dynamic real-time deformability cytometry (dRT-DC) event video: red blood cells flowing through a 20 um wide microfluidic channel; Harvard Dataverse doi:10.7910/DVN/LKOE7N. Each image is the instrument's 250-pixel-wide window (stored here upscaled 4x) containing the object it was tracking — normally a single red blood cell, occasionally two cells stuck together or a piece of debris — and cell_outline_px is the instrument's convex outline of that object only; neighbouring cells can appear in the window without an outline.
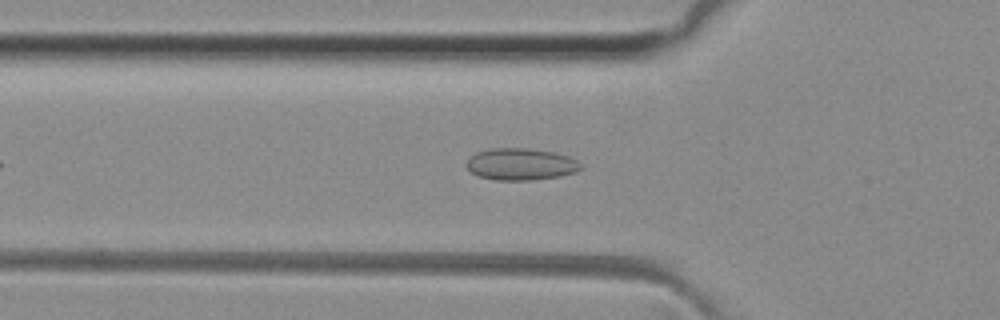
{"species": "common noctule bat (a hibernating species)", "species_latin": "Nyctalus noctula", "temperature_condition": "room temperature", "stored_images_in_passage": 38, "camera_frame_rate_fps": 3000, "um_per_image_px": 0.085, "animal": {"sex": "female", "body_mass_g": 29.2, "forearm_length_mm": 56.3}, "frame": {"image": 1, "passage_image": 9, "time_ms": 2.667, "image_size_px": [1000, 320], "cell_outline_px": [[584, 168], [576, 172], [560, 176], [532, 180], [496, 180], [480, 176], [472, 172], [464, 164], [468, 156], [476, 152], [488, 148], [528, 148], [552, 152], [568, 156], [576, 160]], "centroid_in_image_um": [44.24, 13.95], "position_along_channel_um": 81.6, "area_um2": 21.39}}
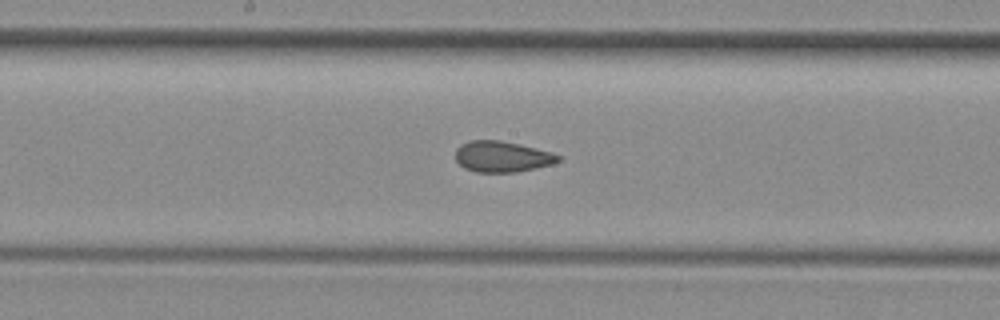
{"frame": {"image": 2, "passage_image": 18, "time_ms": 5.667, "image_size_px": [1000, 320], "cell_outline_px": [[560, 160], [552, 164], [516, 172], [476, 172], [464, 168], [456, 160], [456, 148], [460, 144], [472, 140], [500, 140], [520, 144], [552, 152], [560, 156]], "centroid_in_image_um": [42.66, 13.3], "position_along_channel_um": 205.5, "area_um2": 18.5}}
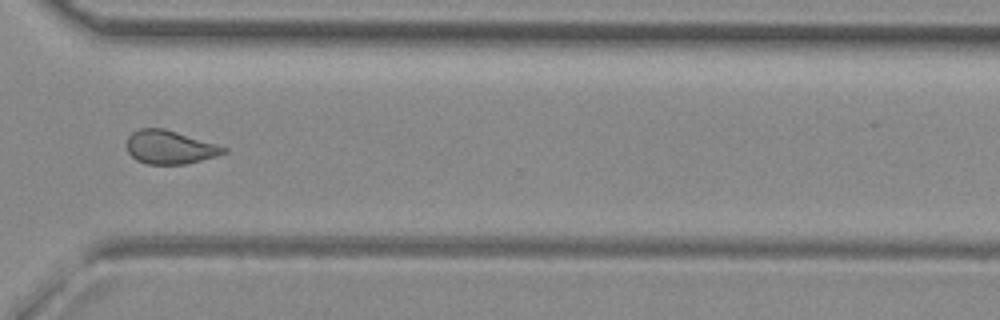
{"frame": {"image": 3, "passage_image": 29, "time_ms": 9.333, "image_size_px": [1000, 320], "cell_outline_px": [[228, 152], [216, 156], [184, 164], [148, 164], [136, 160], [128, 152], [128, 136], [132, 132], [140, 128], [164, 128], [216, 144], [228, 148]], "centroid_in_image_um": [14.43, 12.51], "position_along_channel_um": 356.2, "area_um2": 18.73}, "authors_computed_cell_mechanics": {"area_um2": 19.2185, "velocity_mm_per_s": 4.1047, "shape_relaxation_time_tau1_ms": null, "shape_relaxation_time_tau2_ms": 1.6228, "deformation_change_tau1": null, "deformation_change_tau2": 0.0702}}